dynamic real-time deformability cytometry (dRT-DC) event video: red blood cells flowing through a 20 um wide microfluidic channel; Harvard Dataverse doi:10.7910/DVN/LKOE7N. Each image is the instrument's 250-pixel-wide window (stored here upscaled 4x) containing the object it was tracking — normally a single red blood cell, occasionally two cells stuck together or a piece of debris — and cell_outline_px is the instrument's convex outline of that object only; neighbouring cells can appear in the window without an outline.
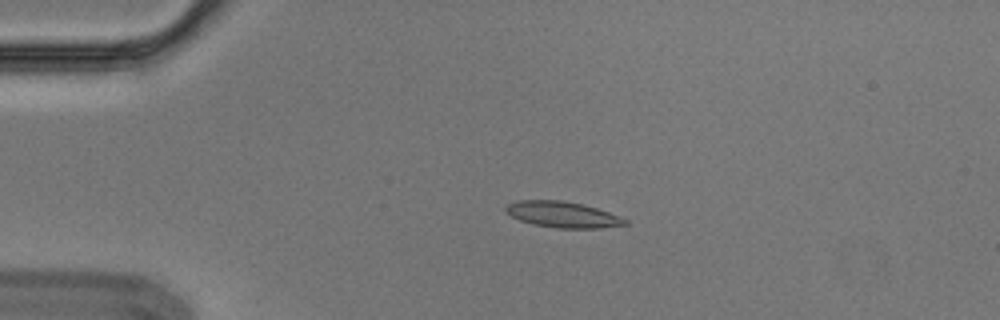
{"species": "Egyptian fruit bat (a non-hibernating species)", "species_latin": "Rousettus aegyptiacus", "temperature_condition": "cold", "stored_images_in_passage": 4, "camera_frame_rate_fps": 3000, "um_per_image_px": 0.085, "animal": {"sex": "male"}, "frame": {"image": 1, "passage_image": 3, "time_ms": 0.667, "image_size_px": [1000, 320], "cell_outline_px": [[628, 224], [600, 228], [556, 228], [532, 224], [520, 220], [504, 212], [504, 208], [508, 204], [516, 200], [564, 200], [584, 204], [620, 216], [628, 220]], "centroid_in_image_um": [47.81, 18.23], "position_along_channel_um": 37.2, "area_um2": 18.21}}